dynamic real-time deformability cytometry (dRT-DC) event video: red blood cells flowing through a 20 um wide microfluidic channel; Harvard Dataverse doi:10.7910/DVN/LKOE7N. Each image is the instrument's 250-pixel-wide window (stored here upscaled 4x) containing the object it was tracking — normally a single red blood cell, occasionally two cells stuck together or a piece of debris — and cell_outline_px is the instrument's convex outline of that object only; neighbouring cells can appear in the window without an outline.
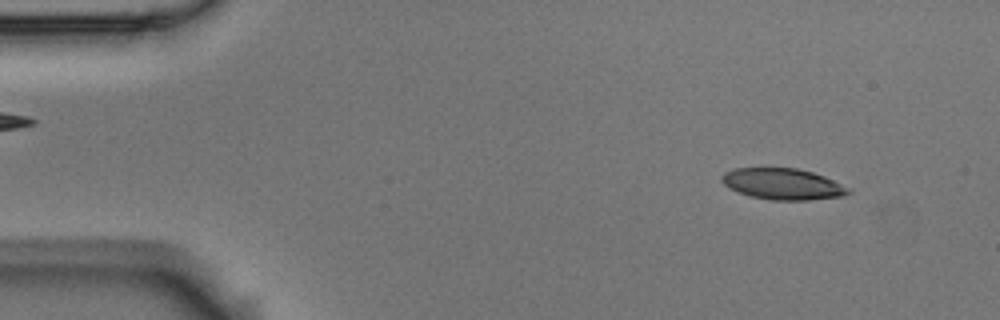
{"species": "Egyptian fruit bat (a non-hibernating species)", "species_latin": "Rousettus aegyptiacus", "temperature_condition": "room temperature", "stored_images_in_passage": 56, "camera_frame_rate_fps": 3000, "um_per_image_px": 0.085, "animal": {"sex": "male"}, "frame": {"image": 1, "passage_image": 6, "time_ms": 1.667, "image_size_px": [1000, 320], "cell_outline_px": [[852, 192], [840, 196], [808, 200], [772, 200], [752, 196], [740, 192], [724, 184], [720, 180], [720, 176], [724, 172], [736, 168], [796, 168], [812, 172], [824, 176], [848, 188]], "centroid_in_image_um": [66.51, 15.63], "position_along_channel_um": 18.5, "area_um2": 22.66}}
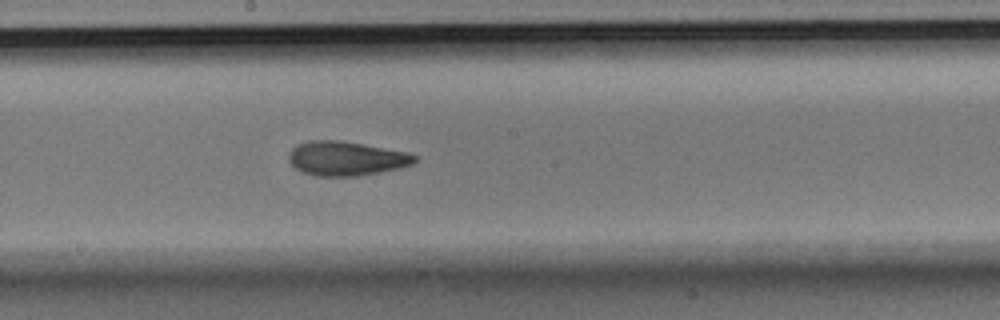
{"frame": {"image": 2, "passage_image": 30, "time_ms": 9.667, "image_size_px": [1000, 320], "cell_outline_px": [[416, 160], [412, 164], [400, 168], [380, 172], [356, 176], [316, 176], [304, 172], [296, 168], [288, 160], [288, 152], [296, 144], [308, 140], [340, 140], [364, 144], [404, 152], [416, 156]], "centroid_in_image_um": [29.37, 13.46], "position_along_channel_um": 218.8, "area_um2": 25.09}}
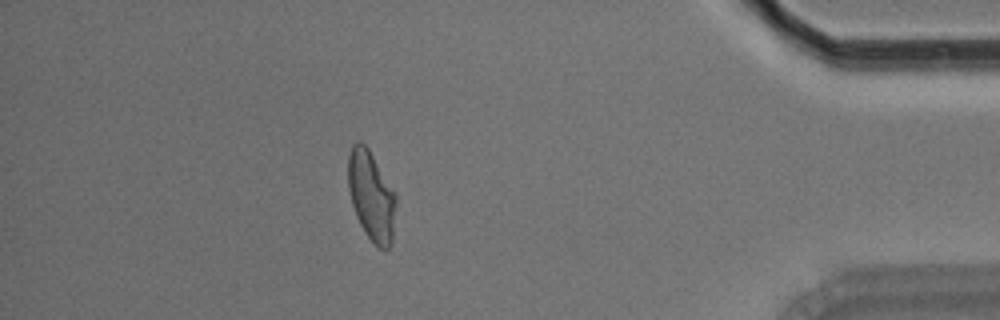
{"frame": {"image": 3, "passage_image": 49, "time_ms": 16.0, "image_size_px": [1000, 320], "cell_outline_px": [[396, 200], [392, 244], [388, 248], [380, 248], [368, 236], [360, 224], [356, 216], [352, 204], [348, 188], [348, 156], [352, 144], [356, 140], [360, 140], [368, 148], [396, 192]], "centroid_in_image_um": [31.56, 16.6], "position_along_channel_um": 403.6, "area_um2": 25.03}, "authors_computed_cell_mechanics": {"area_um2": 24.565, "velocity_mm_per_s": 3.6181, "shape_relaxation_time_tau1_ms": 8.0063, "shape_relaxation_time_tau2_ms": 2.218, "deformation_change_tau1": 0.214, "deformation_change_tau2": 0.0993}}